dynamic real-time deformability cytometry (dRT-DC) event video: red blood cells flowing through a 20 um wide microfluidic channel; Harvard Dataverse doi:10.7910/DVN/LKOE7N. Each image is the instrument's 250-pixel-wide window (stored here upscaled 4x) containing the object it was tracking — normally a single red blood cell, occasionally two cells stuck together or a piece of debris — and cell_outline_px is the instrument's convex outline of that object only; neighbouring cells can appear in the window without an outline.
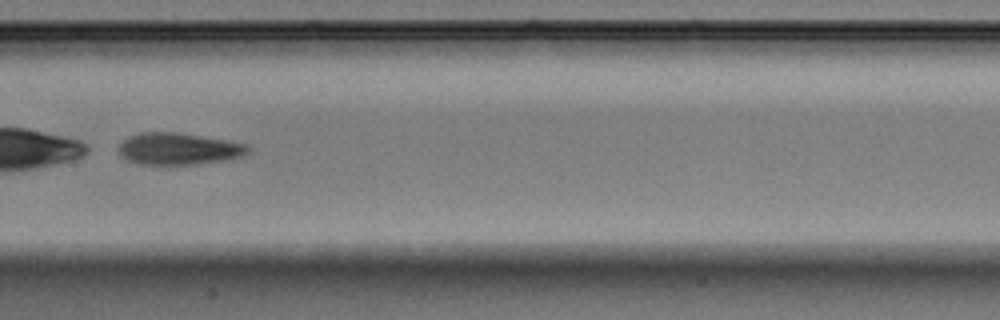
{"species": "Egyptian fruit bat (a non-hibernating species)", "species_latin": "Rousettus aegyptiacus", "temperature_condition": "warm", "stored_images_in_passage": 48, "camera_frame_rate_fps": 3000, "um_per_image_px": 0.085, "animal": {"sex": "male"}, "frame": {"image": 1, "passage_image": 23, "time_ms": 7.333, "image_size_px": [1000, 320], "cell_outline_px": [[252, 148], [244, 156], [232, 160], [196, 164], [140, 164], [128, 160], [120, 156], [120, 144], [124, 140], [140, 132], [176, 132], [228, 140], [248, 144]], "centroid_in_image_um": [15.28, 12.65], "position_along_channel_um": 192.1, "area_um2": 24.16}}